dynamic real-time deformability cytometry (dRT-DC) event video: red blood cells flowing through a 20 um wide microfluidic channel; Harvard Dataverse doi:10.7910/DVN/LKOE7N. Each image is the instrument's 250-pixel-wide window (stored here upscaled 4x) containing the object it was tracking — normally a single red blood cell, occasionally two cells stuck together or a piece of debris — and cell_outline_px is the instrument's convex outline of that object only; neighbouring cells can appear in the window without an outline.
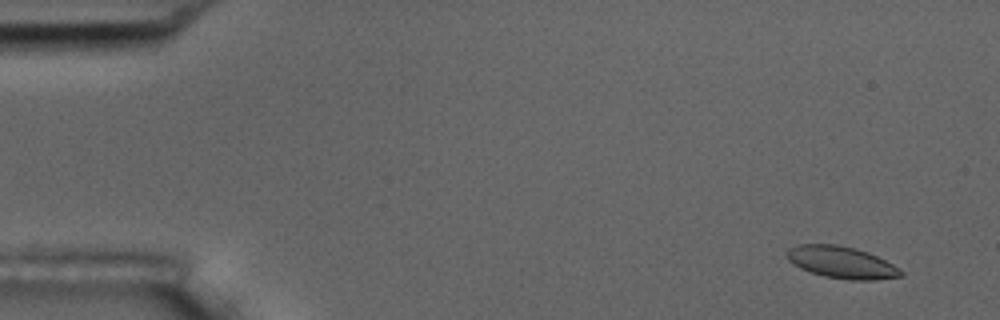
{"species": "common noctule bat (a hibernating species)", "species_latin": "Nyctalus noctula", "temperature_condition": "room temperature", "stored_images_in_passage": 9, "camera_frame_rate_fps": 3000, "um_per_image_px": 0.085, "animal": {"sex": "male", "body_mass_g": 17.5, "forearm_length_mm": 52.3}, "frame": {"image": 1, "passage_image": 2, "time_ms": 1.0, "image_size_px": [1000, 320], "cell_outline_px": [[904, 276], [876, 280], [848, 280], [824, 276], [800, 268], [792, 264], [784, 256], [784, 252], [788, 248], [796, 244], [836, 244], [856, 248], [868, 252], [892, 264], [904, 272]], "centroid_in_image_um": [71.48, 22.29], "position_along_channel_um": 13.5, "area_um2": 21.5}}
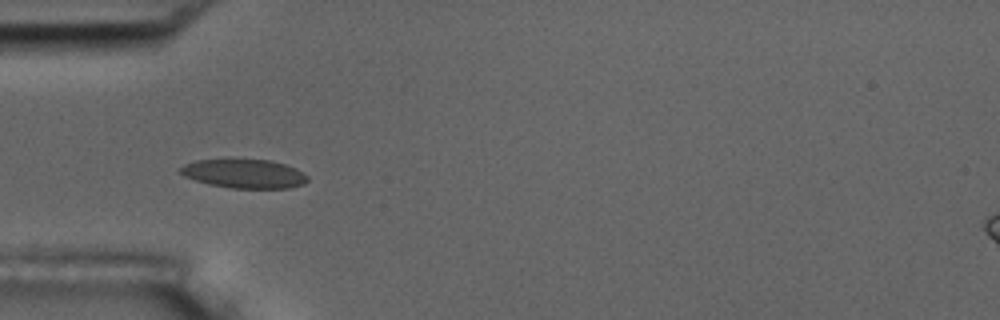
{"frame": {"image": 2, "passage_image": 6, "time_ms": 5.667, "image_size_px": [1000, 320], "cell_outline_px": [[308, 180], [304, 184], [288, 188], [232, 188], [208, 184], [184, 176], [180, 172], [180, 168], [184, 164], [196, 160], [272, 160], [296, 168], [304, 172], [308, 176]], "centroid_in_image_um": [20.79, 14.77], "position_along_channel_um": 64.2, "area_um2": 21.33}}
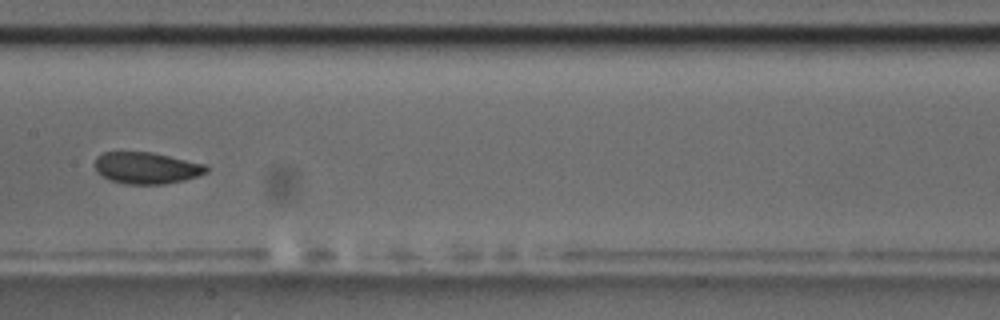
{"frame": {"image": 3, "passage_image": 9, "time_ms": 9.333, "image_size_px": [1000, 320], "cell_outline_px": [[208, 172], [184, 180], [164, 184], [124, 184], [108, 180], [96, 172], [96, 156], [104, 152], [152, 152], [204, 164], [208, 168]], "centroid_in_image_um": [12.42, 14.28], "position_along_channel_um": 195.0, "area_um2": 20.52}}